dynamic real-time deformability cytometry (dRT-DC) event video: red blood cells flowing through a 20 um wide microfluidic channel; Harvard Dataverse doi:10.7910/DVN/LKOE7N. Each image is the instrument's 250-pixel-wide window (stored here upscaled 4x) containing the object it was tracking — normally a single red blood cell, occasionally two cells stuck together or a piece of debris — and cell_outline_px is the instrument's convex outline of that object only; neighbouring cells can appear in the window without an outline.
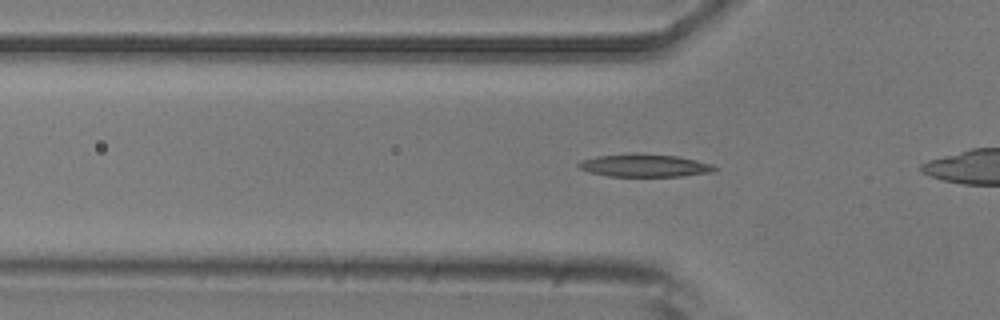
{"species": "common noctule bat (a hibernating species)", "species_latin": "Nyctalus noctula", "temperature_condition": "room temperature", "stored_images_in_passage": 35, "camera_frame_rate_fps": 3000, "um_per_image_px": 0.085, "animal": {"sex": "male", "body_mass_g": 20.5, "forearm_length_mm": 52.5}, "frame": {"image": 1, "passage_image": 9, "time_ms": 2.667, "image_size_px": [1000, 320], "cell_outline_px": [[716, 168], [712, 172], [680, 176], [608, 176], [588, 172], [576, 168], [576, 164], [580, 160], [596, 156], [676, 156], [696, 160], [712, 164]], "centroid_in_image_um": [54.73, 14.11], "position_along_channel_um": 71.1, "area_um2": 17.11}}
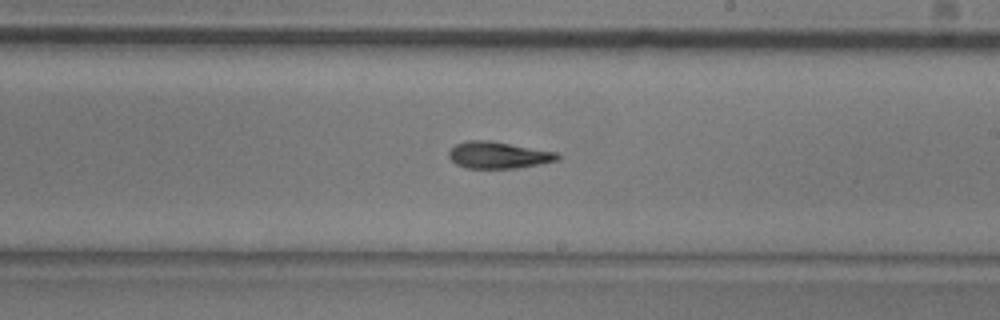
{"frame": {"image": 2, "passage_image": 23, "time_ms": 7.333, "image_size_px": [1000, 320], "cell_outline_px": [[560, 160], [540, 164], [516, 168], [464, 168], [456, 164], [448, 156], [448, 152], [456, 144], [468, 140], [492, 140], [556, 152], [560, 156]], "centroid_in_image_um": [42.36, 13.18], "position_along_channel_um": 246.6, "area_um2": 17.05}}
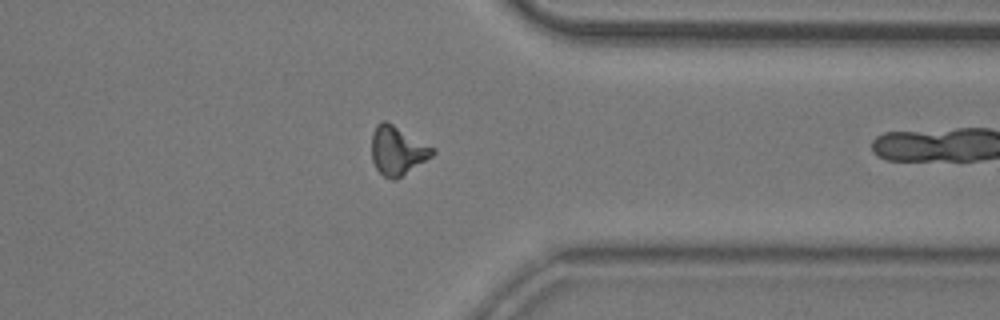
{"frame": {"image": 3, "passage_image": 34, "time_ms": 11.0, "image_size_px": [1000, 320], "cell_outline_px": [[436, 152], [432, 156], [400, 176], [392, 180], [384, 176], [376, 168], [372, 160], [372, 132], [376, 124], [380, 120], [388, 120], [436, 148]], "centroid_in_image_um": [33.78, 12.73], "position_along_channel_um": 377.6, "area_um2": 17.46}}